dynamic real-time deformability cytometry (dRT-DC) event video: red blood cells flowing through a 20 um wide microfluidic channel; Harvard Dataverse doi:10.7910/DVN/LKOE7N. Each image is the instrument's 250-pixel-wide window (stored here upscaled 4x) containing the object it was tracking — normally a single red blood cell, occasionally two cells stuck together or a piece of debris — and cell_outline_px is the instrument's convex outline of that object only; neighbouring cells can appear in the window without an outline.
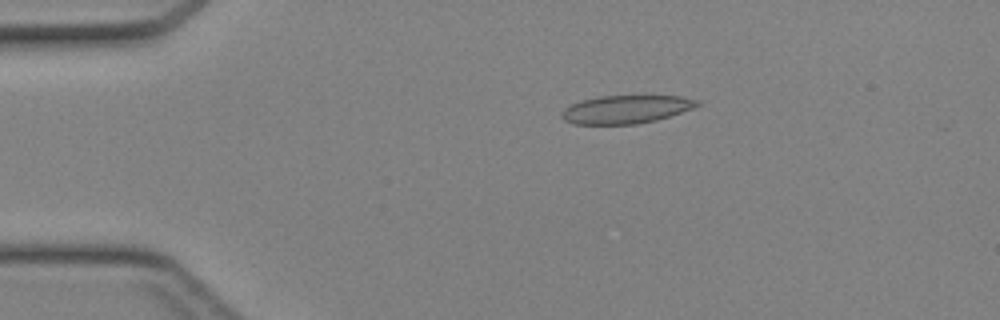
{"species": "Egyptian fruit bat (a non-hibernating species)", "species_latin": "Rousettus aegyptiacus", "temperature_condition": "cold", "stored_images_in_passage": 6, "camera_frame_rate_fps": 3000, "um_per_image_px": 0.085, "animal": {"sex": "female"}, "frame": {"image": 1, "passage_image": 2, "time_ms": 0.333, "image_size_px": [1000, 320], "cell_outline_px": [[700, 104], [692, 108], [656, 120], [636, 124], [576, 124], [564, 120], [560, 116], [564, 108], [572, 104], [584, 100], [600, 96], [684, 96], [700, 100]], "centroid_in_image_um": [53.22, 9.29], "position_along_channel_um": 31.8, "area_um2": 22.02}}